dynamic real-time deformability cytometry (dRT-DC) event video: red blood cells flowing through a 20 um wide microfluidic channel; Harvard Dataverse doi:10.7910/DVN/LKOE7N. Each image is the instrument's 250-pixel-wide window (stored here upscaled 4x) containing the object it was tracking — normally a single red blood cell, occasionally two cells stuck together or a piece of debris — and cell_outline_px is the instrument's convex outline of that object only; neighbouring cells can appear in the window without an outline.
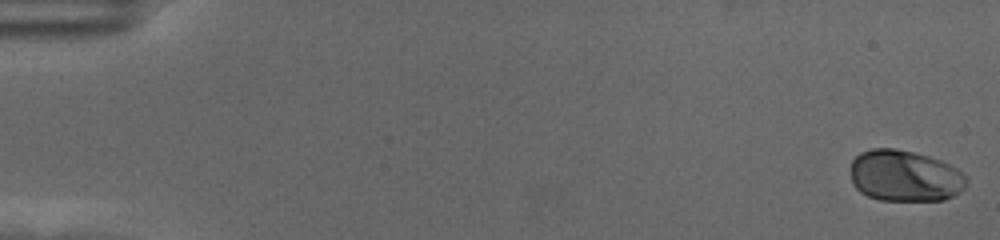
{"species": "human", "species_latin": "Homo sapiens", "temperature_condition": "cold", "stored_images_in_passage": 58, "camera_frame_rate_fps": 3000, "um_per_image_px": 0.085, "donor": {"sex": "female"}, "frame": {"image": 1, "passage_image": 1, "time_ms": 0.0, "image_size_px": [1000, 240], "cell_outline_px": [[968, 184], [960, 192], [944, 200], [880, 200], [868, 196], [860, 192], [852, 184], [852, 160], [860, 152], [872, 148], [896, 148], [928, 156], [940, 160], [956, 168], [968, 176]], "centroid_in_image_um": [76.93, 14.95], "position_along_channel_um": 8.1, "area_um2": 34.85}}
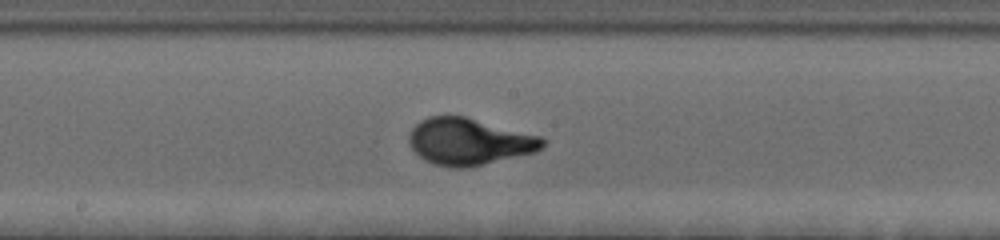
{"frame": {"image": 2, "passage_image": 32, "time_ms": 10.333, "image_size_px": [1000, 240], "cell_outline_px": [[548, 140], [544, 148], [536, 152], [464, 168], [452, 168], [432, 164], [424, 160], [408, 144], [408, 136], [412, 128], [420, 120], [428, 116], [464, 116], [540, 136]], "centroid_in_image_um": [39.87, 12.04], "position_along_channel_um": 208.3, "area_um2": 36.41}}
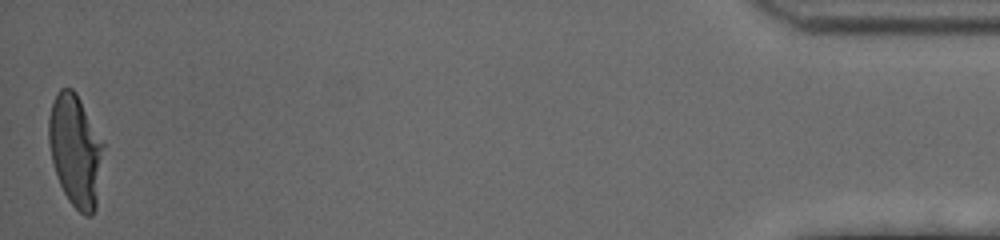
{"frame": {"image": 3, "passage_image": 58, "time_ms": 19.0, "image_size_px": [1000, 240], "cell_outline_px": [[104, 144], [96, 208], [92, 216], [84, 216], [68, 200], [60, 184], [52, 160], [48, 140], [48, 120], [52, 104], [56, 92], [60, 88], [72, 88], [76, 92]], "centroid_in_image_um": [6.41, 12.79], "position_along_channel_um": 428.8, "area_um2": 35.43}, "authors_computed_cell_mechanics": {"area_um2": 34.7089, "velocity_mm_per_s": 3.5117, "shape_relaxation_time_tau1_ms": 2.7217, "shape_relaxation_time_tau2_ms": null, "deformation_change_tau1": 0.1559, "deformation_change_tau2": null}}